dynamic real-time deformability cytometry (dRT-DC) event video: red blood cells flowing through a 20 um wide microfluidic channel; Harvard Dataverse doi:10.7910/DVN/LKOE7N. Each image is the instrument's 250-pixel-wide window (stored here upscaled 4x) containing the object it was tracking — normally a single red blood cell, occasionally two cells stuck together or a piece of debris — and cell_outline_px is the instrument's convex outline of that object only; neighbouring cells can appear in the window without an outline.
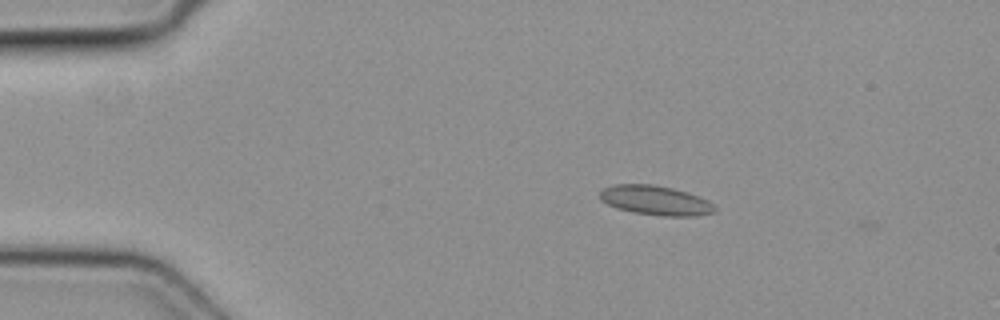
{"species": "common noctule bat (a hibernating species)", "species_latin": "Nyctalus noctula", "temperature_condition": "cold", "stored_images_in_passage": 3, "camera_frame_rate_fps": 3000, "um_per_image_px": 0.085, "animal": {"sex": "female", "body_mass_g": 19.3, "forearm_length_mm": 54.1}, "frame": {"image": 1, "passage_image": 1, "time_ms": 0.0, "image_size_px": [1000, 320], "cell_outline_px": [[716, 212], [696, 216], [664, 216], [632, 212], [616, 208], [600, 200], [600, 192], [604, 188], [612, 184], [652, 184], [672, 188], [688, 192], [708, 200], [716, 208]], "centroid_in_image_um": [55.72, 17.03], "position_along_channel_um": 29.3, "area_um2": 19.83}}
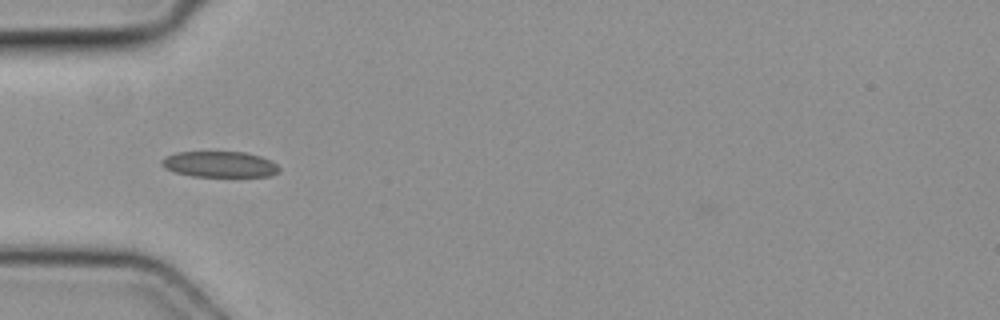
{"frame": {"image": 2, "passage_image": 3, "time_ms": 0.667, "image_size_px": [1000, 320], "cell_outline_px": [[280, 172], [268, 176], [192, 176], [176, 172], [164, 168], [160, 164], [160, 160], [164, 156], [176, 152], [244, 152], [260, 156], [276, 164], [280, 168]], "centroid_in_image_um": [18.62, 13.96], "position_along_channel_um": 66.4, "area_um2": 17.69}}